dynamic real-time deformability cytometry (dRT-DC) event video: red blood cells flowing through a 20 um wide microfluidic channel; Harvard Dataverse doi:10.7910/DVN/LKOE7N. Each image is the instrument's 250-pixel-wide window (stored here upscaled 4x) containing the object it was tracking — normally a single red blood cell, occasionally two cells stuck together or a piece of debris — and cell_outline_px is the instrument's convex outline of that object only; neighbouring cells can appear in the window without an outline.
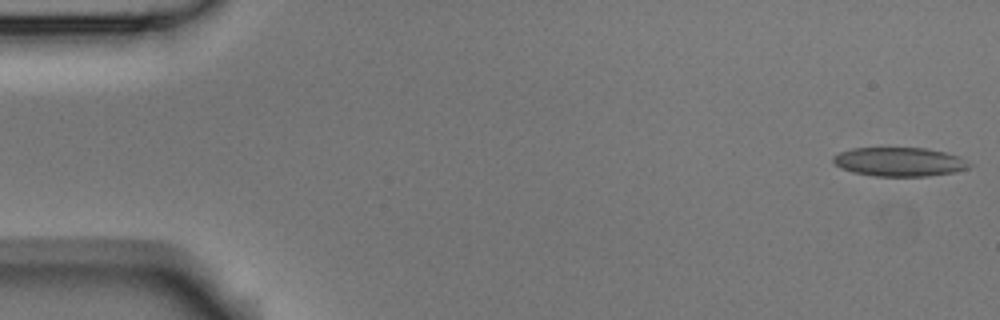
{"species": "Egyptian fruit bat (a non-hibernating species)", "species_latin": "Rousettus aegyptiacus", "temperature_condition": "room temperature", "stored_images_in_passage": 4, "segment_of_instrument_passage": [1, 2], "camera_frame_rate_fps": 3000, "um_per_image_px": 0.085, "animal": {"sex": "male"}, "frame": {"image": 1, "passage_image": 1, "time_ms": 0.0, "image_size_px": [1000, 320], "cell_outline_px": [[972, 164], [968, 168], [952, 172], [928, 176], [876, 176], [852, 172], [840, 168], [832, 160], [832, 156], [840, 152], [852, 148], [928, 148], [960, 156]], "centroid_in_image_um": [76.44, 13.75], "position_along_channel_um": 8.6, "area_um2": 22.95}}